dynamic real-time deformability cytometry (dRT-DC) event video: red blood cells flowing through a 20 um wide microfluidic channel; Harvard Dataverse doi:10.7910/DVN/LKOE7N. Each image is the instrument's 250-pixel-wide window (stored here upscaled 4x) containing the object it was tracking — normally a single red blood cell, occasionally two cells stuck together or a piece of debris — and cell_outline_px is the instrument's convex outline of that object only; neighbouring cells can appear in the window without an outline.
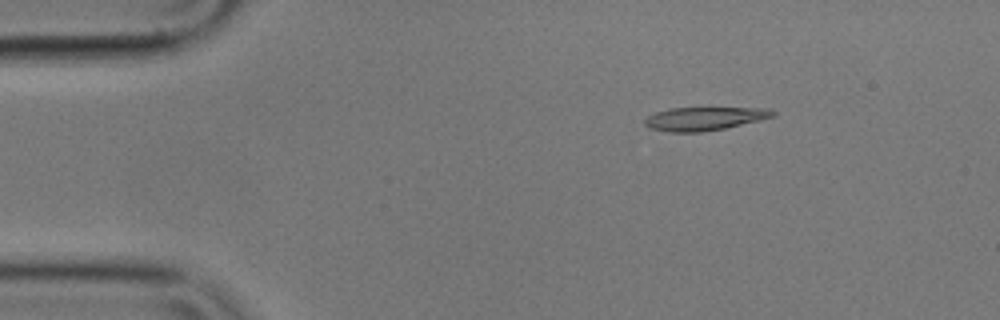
{"species": "common noctule bat (a hibernating species)", "species_latin": "Nyctalus noctula", "temperature_condition": "cold", "stored_images_in_passage": 4, "camera_frame_rate_fps": 3000, "um_per_image_px": 0.085, "animal": {"sex": "male", "body_mass_g": 17.9}, "frame": {"image": 1, "passage_image": 4, "time_ms": 1.0, "image_size_px": [1000, 320], "cell_outline_px": [[776, 112], [772, 116], [724, 128], [700, 132], [668, 132], [648, 128], [644, 124], [644, 120], [648, 116], [656, 112], [672, 108], [772, 108]], "centroid_in_image_um": [59.8, 10.08], "position_along_channel_um": 25.2, "area_um2": 17.17}}